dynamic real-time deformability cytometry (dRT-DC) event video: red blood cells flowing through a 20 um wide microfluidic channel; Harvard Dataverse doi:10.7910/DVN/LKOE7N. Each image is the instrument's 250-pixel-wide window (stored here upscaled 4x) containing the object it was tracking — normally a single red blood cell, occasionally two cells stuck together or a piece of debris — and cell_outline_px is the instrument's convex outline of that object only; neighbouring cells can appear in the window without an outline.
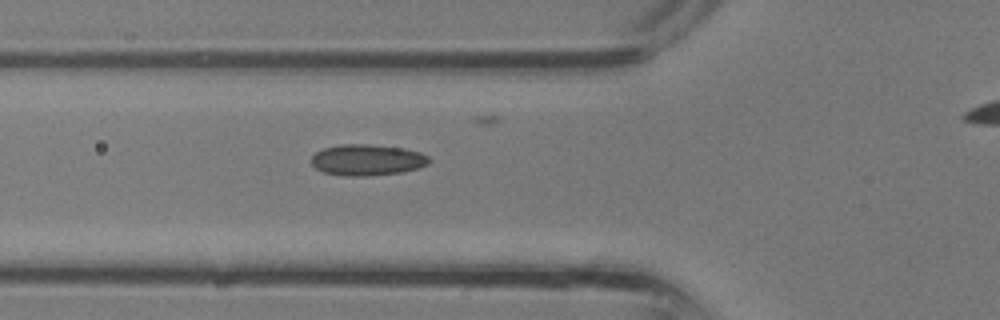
{"species": "common noctule bat (a hibernating species)", "species_latin": "Nyctalus noctula", "temperature_condition": "room temperature", "stored_images_in_passage": 29, "camera_frame_rate_fps": 3000, "um_per_image_px": 0.085, "animal": {"sex": "male", "body_mass_g": 13.3}, "frame": {"image": 1, "passage_image": 13, "time_ms": 4.0, "image_size_px": [1000, 320], "cell_outline_px": [[428, 164], [404, 172], [368, 176], [340, 176], [324, 172], [316, 168], [312, 164], [312, 156], [316, 152], [324, 148], [344, 144], [364, 144], [400, 148], [420, 152], [428, 156]], "centroid_in_image_um": [31.18, 13.61], "position_along_channel_um": 94.6, "area_um2": 21.15}}
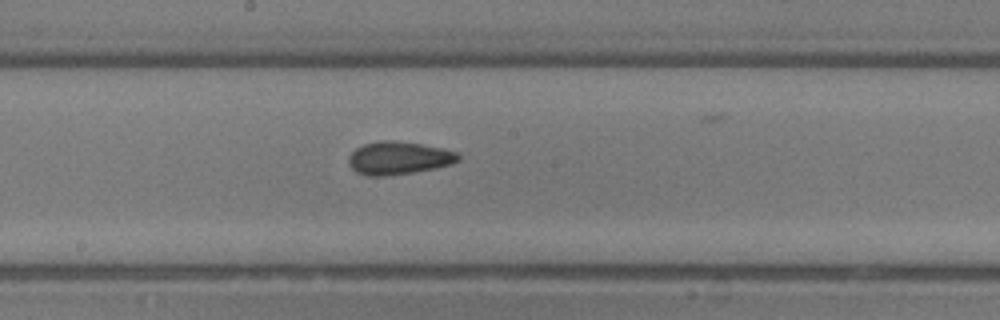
{"frame": {"image": 2, "passage_image": 19, "time_ms": 6.0, "image_size_px": [1000, 320], "cell_outline_px": [[460, 160], [452, 164], [436, 168], [412, 172], [384, 176], [368, 176], [356, 172], [352, 168], [348, 160], [352, 152], [356, 148], [364, 144], [384, 140], [392, 140], [420, 144], [440, 148], [456, 152], [460, 156]], "centroid_in_image_um": [33.89, 13.44], "position_along_channel_um": 214.3, "area_um2": 20.81}}
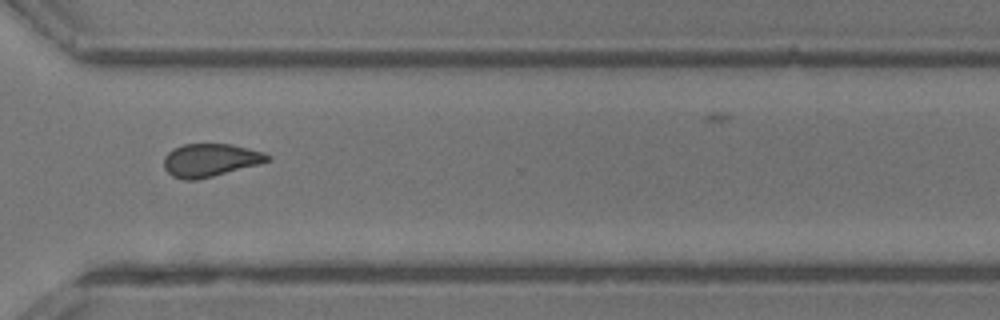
{"frame": {"image": 3, "passage_image": 26, "time_ms": 8.333, "image_size_px": [1000, 320], "cell_outline_px": [[268, 160], [256, 164], [212, 176], [196, 180], [184, 180], [172, 176], [164, 168], [164, 160], [168, 152], [184, 144], [232, 144], [264, 152], [268, 156]], "centroid_in_image_um": [17.82, 13.61], "position_along_channel_um": 352.8, "area_um2": 19.42}}